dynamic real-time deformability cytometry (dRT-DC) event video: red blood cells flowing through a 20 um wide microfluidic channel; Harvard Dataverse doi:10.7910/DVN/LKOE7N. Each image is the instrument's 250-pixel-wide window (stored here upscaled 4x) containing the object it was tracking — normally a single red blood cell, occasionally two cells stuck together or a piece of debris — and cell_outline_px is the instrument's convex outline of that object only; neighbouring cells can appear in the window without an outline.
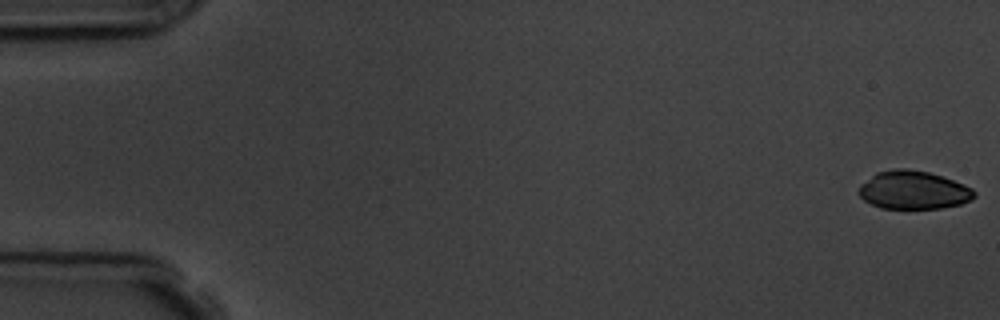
{"species": "common noctule bat (a hibernating species)", "species_latin": "Nyctalus noctula", "temperature_condition": "room temperature", "stored_images_in_passage": 57, "camera_frame_rate_fps": 3000, "um_per_image_px": 0.085, "animal": {"sex": "male", "body_mass_g": 19.5, "forearm_length_mm": 54.6}, "frame": {"image": 1, "passage_image": 1, "time_ms": 0.0, "image_size_px": [1000, 320], "cell_outline_px": [[976, 196], [960, 204], [940, 208], [880, 208], [864, 200], [856, 192], [860, 184], [876, 172], [892, 168], [908, 168], [928, 172], [964, 184], [972, 188], [976, 192]], "centroid_in_image_um": [77.59, 16.14], "position_along_channel_um": 7.4, "area_um2": 25.78}}
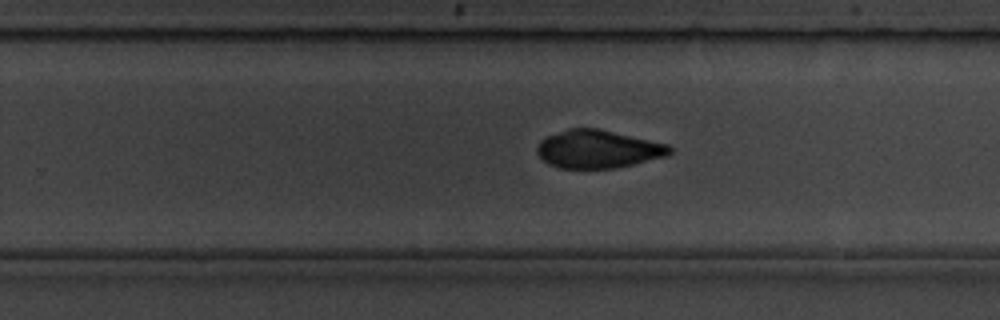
{"frame": {"image": 2, "passage_image": 36, "time_ms": 11.667, "image_size_px": [1000, 320], "cell_outline_px": [[672, 152], [668, 156], [616, 168], [560, 168], [548, 164], [536, 152], [536, 148], [540, 140], [544, 136], [568, 128], [596, 128], [668, 144], [672, 148]], "centroid_in_image_um": [50.81, 12.67], "position_along_channel_um": 279.0, "area_um2": 29.48}}
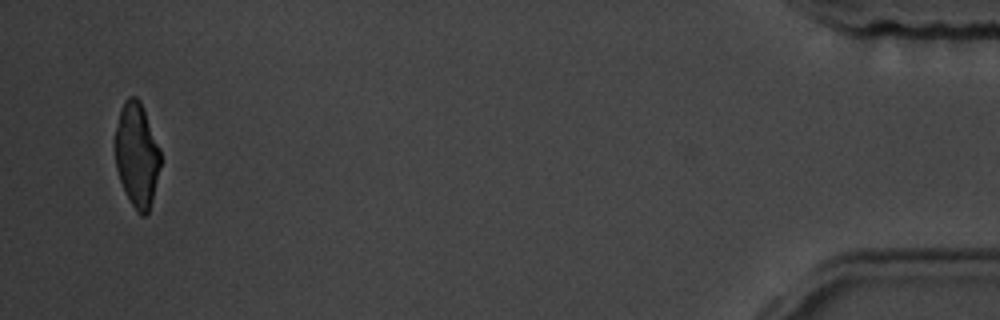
{"frame": {"image": 3, "passage_image": 55, "time_ms": 18.0, "image_size_px": [1000, 320], "cell_outline_px": [[160, 164], [152, 200], [148, 212], [144, 216], [140, 216], [136, 212], [124, 192], [116, 168], [116, 128], [120, 112], [124, 100], [128, 96], [136, 96], [140, 100], [160, 148]], "centroid_in_image_um": [11.63, 13.18], "position_along_channel_um": 423.6, "area_um2": 27.34}, "authors_computed_cell_mechanics": {"area_um2": 29.478, "velocity_mm_per_s": 3.6064, "shape_relaxation_time_tau1_ms": 4.1441, "shape_relaxation_time_tau2_ms": 3.4594, "deformation_change_tau1": 0.1655, "deformation_change_tau2": 0.0696}}